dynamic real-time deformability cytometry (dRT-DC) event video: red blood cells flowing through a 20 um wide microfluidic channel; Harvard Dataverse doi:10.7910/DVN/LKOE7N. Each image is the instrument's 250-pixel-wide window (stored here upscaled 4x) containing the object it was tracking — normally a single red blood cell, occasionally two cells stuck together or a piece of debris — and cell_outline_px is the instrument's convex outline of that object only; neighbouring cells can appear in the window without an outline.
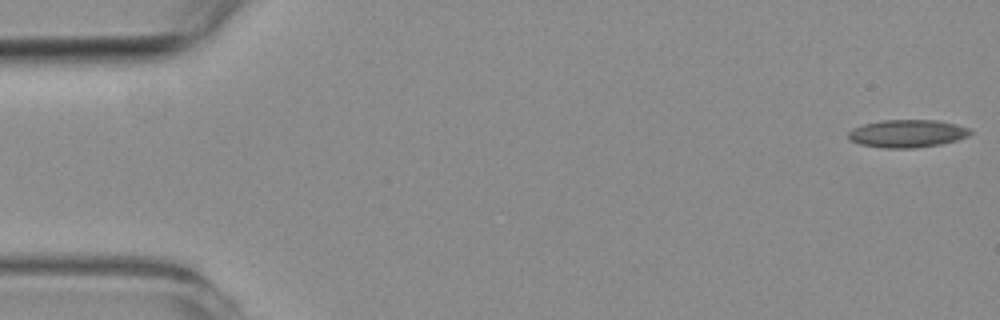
{"species": "common noctule bat (a hibernating species)", "species_latin": "Nyctalus noctula", "temperature_condition": "room temperature", "stored_images_in_passage": 14, "camera_frame_rate_fps": 3000, "um_per_image_px": 0.085, "animal": {"sex": "female", "body_mass_g": 19.3, "forearm_length_mm": 54.1}, "frame": {"image": 1, "passage_image": 1, "time_ms": 0.0, "image_size_px": [1000, 320], "cell_outline_px": [[972, 132], [968, 136], [956, 140], [940, 144], [916, 148], [884, 148], [860, 144], [848, 140], [848, 132], [852, 128], [864, 124], [880, 120], [936, 120], [956, 124], [968, 128]], "centroid_in_image_um": [77.08, 11.35], "position_along_channel_um": 7.9, "area_um2": 19.77}}
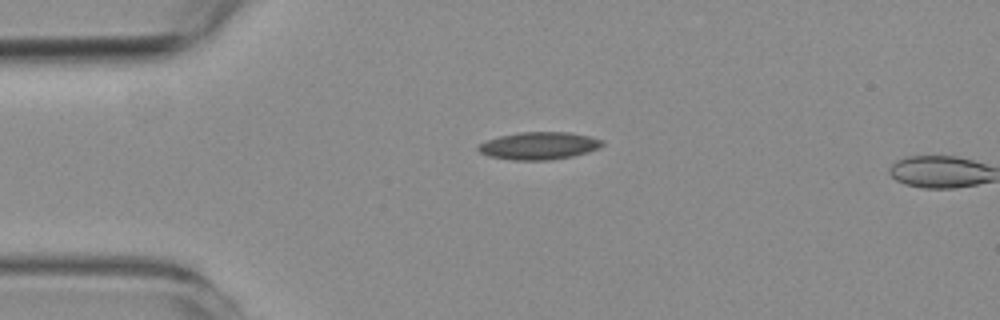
{"frame": {"image": 2, "passage_image": 13, "time_ms": 4.0, "image_size_px": [1000, 320], "cell_outline_px": [[604, 144], [600, 148], [588, 152], [572, 156], [548, 160], [512, 160], [488, 156], [480, 152], [476, 148], [476, 144], [500, 136], [520, 132], [568, 132], [588, 136], [604, 140]], "centroid_in_image_um": [45.8, 12.39], "position_along_channel_um": 39.2, "area_um2": 19.94}}